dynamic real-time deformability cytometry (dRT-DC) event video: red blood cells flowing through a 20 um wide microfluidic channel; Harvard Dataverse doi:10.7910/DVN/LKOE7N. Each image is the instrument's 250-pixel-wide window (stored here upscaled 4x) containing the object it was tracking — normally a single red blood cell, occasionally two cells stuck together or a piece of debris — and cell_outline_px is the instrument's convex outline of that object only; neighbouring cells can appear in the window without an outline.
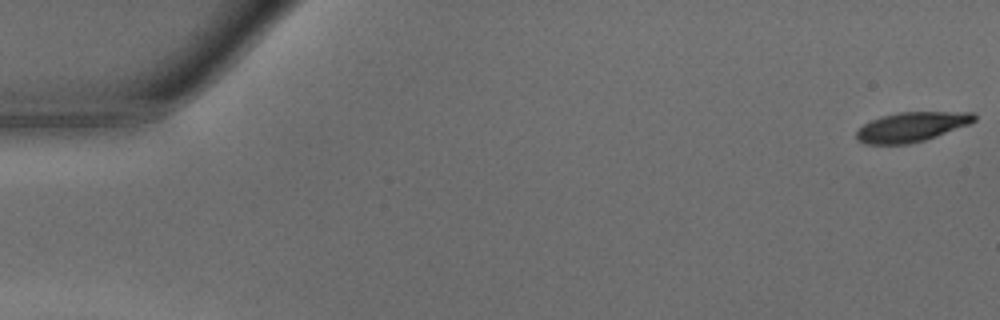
{"species": "common noctule bat (a hibernating species)", "species_latin": "Nyctalus noctula", "temperature_condition": "warm", "stored_images_in_passage": 43, "camera_frame_rate_fps": 3000, "um_per_image_px": 0.085, "animal": {"sex": "male", "body_mass_g": 15.6}, "frame": {"image": 1, "passage_image": 1, "time_ms": 0.0, "image_size_px": [1000, 320], "cell_outline_px": [[976, 120], [968, 124], [936, 136], [924, 140], [908, 144], [864, 144], [856, 140], [856, 132], [864, 124], [880, 116], [900, 112], [972, 112], [976, 116]], "centroid_in_image_um": [77.45, 10.78], "position_along_channel_um": 7.6, "area_um2": 20.17}}
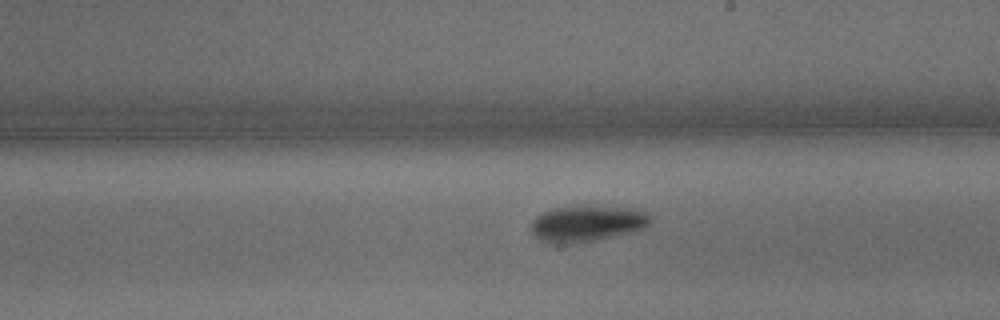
{"frame": {"image": 2, "passage_image": 28, "time_ms": 9.0, "image_size_px": [1000, 320], "cell_outline_px": [[648, 224], [644, 228], [596, 240], [576, 244], [552, 244], [540, 240], [532, 236], [532, 220], [536, 216], [552, 208], [592, 204], [640, 208], [648, 212]], "centroid_in_image_um": [49.87, 18.97], "position_along_channel_um": 239.1, "area_um2": 25.78}}
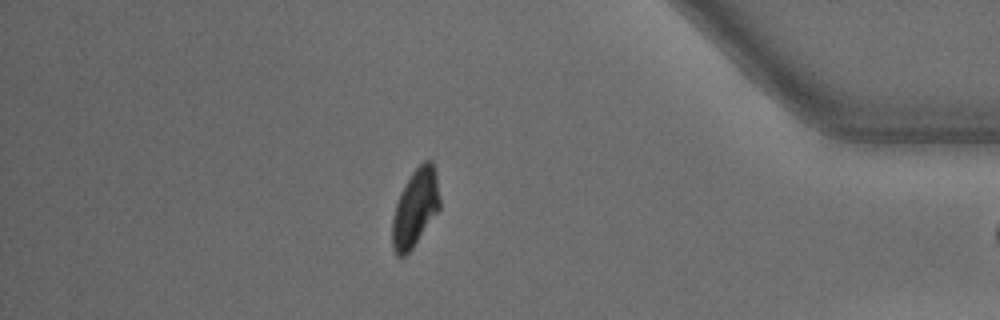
{"frame": {"image": 3, "passage_image": 42, "time_ms": 13.667, "image_size_px": [1000, 320], "cell_outline_px": [[440, 208], [412, 248], [404, 256], [396, 256], [392, 248], [392, 220], [396, 204], [400, 192], [412, 172], [424, 160], [432, 160], [436, 172], [440, 200]], "centroid_in_image_um": [35.29, 17.66], "position_along_channel_um": 399.9, "area_um2": 21.33}}